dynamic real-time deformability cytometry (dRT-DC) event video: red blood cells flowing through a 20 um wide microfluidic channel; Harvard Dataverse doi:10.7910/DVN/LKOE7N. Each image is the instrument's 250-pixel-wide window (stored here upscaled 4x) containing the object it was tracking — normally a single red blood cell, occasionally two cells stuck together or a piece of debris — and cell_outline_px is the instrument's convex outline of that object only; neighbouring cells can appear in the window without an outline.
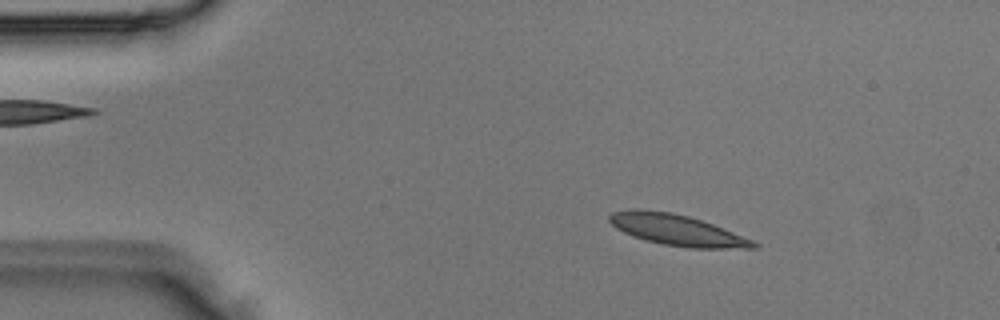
{"species": "Egyptian fruit bat (a non-hibernating species)", "species_latin": "Rousettus aegyptiacus", "temperature_condition": "room temperature", "stored_images_in_passage": 2, "camera_frame_rate_fps": 3000, "um_per_image_px": 0.085, "animal": {"sex": "male"}, "frame": {"image": 1, "passage_image": 2, "time_ms": 0.333, "image_size_px": [1000, 320], "cell_outline_px": [[760, 244], [756, 248], [688, 248], [664, 244], [644, 240], [632, 236], [616, 228], [608, 220], [608, 216], [612, 212], [632, 208], [636, 208], [672, 212], [688, 216], [712, 224], [752, 240]], "centroid_in_image_um": [57.48, 19.54], "position_along_channel_um": 27.5, "area_um2": 25.89}}